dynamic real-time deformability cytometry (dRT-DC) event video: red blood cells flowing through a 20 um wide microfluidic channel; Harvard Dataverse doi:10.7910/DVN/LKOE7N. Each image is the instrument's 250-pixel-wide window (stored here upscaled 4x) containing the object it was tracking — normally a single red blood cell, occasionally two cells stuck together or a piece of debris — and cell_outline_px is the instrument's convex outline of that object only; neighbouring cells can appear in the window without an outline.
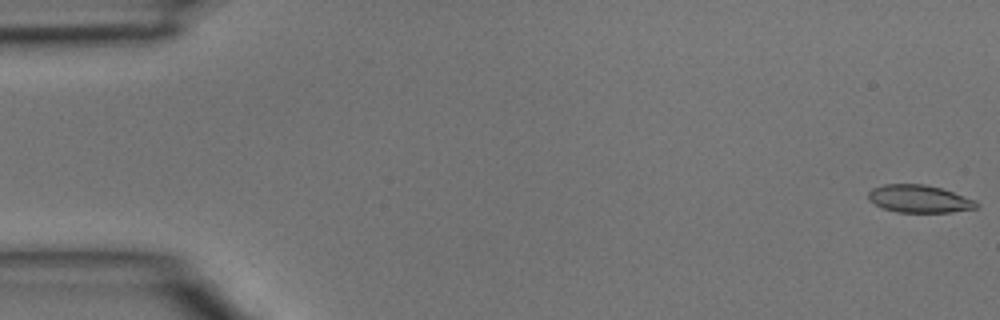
{"species": "common noctule bat (a hibernating species)", "species_latin": "Nyctalus noctula", "temperature_condition": "room temperature", "stored_images_in_passage": 46, "camera_frame_rate_fps": 3000, "um_per_image_px": 0.085, "animal": {"sex": "male", "body_mass_g": 15.6}, "frame": {"image": 1, "passage_image": 1, "time_ms": 0.0, "image_size_px": [1000, 320], "cell_outline_px": [[980, 204], [976, 208], [952, 212], [896, 212], [884, 208], [868, 200], [868, 192], [872, 188], [884, 184], [924, 184], [940, 188], [976, 200]], "centroid_in_image_um": [78.13, 16.9], "position_along_channel_um": 6.9, "area_um2": 17.34}}
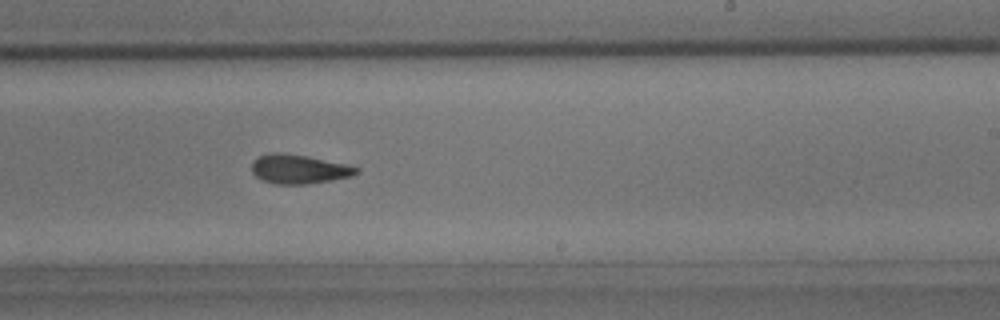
{"frame": {"image": 2, "passage_image": 28, "time_ms": 9.0, "image_size_px": [1000, 320], "cell_outline_px": [[360, 172], [352, 176], [332, 180], [308, 184], [276, 184], [260, 180], [252, 172], [252, 160], [260, 156], [272, 152], [284, 152], [308, 156], [344, 164], [360, 168]], "centroid_in_image_um": [25.39, 14.37], "position_along_channel_um": 263.6, "area_um2": 17.92}}
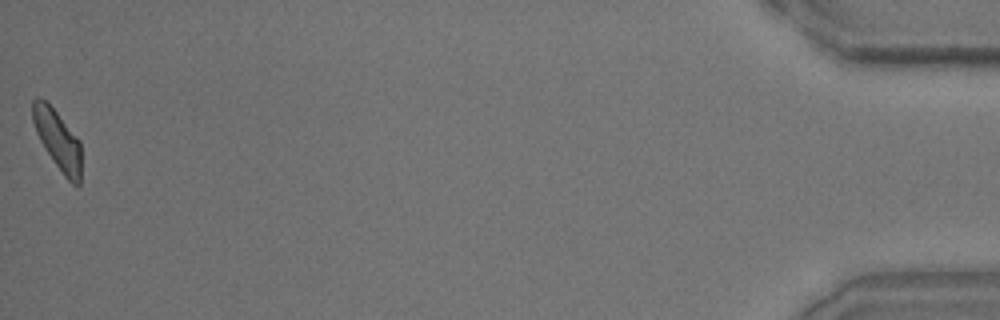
{"frame": {"image": 3, "passage_image": 46, "time_ms": 15.0, "image_size_px": [1000, 320], "cell_outline_px": [[80, 184], [72, 184], [64, 176], [40, 140], [36, 132], [32, 120], [32, 100], [36, 96], [44, 100], [56, 112], [80, 140]], "centroid_in_image_um": [4.89, 11.87], "position_along_channel_um": 430.3, "area_um2": 16.47}}